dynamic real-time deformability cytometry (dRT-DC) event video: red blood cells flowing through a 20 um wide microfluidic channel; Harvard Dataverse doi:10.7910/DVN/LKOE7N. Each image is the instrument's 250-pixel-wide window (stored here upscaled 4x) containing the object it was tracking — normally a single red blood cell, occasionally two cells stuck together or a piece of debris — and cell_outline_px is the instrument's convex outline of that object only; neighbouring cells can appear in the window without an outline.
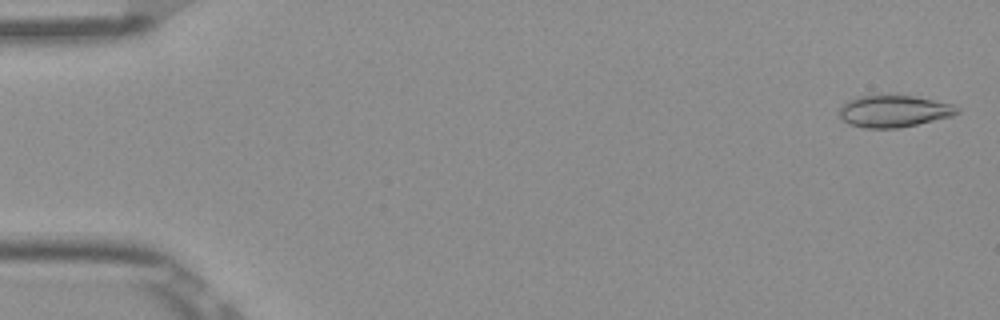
{"species": "Egyptian fruit bat (a non-hibernating species)", "species_latin": "Rousettus aegyptiacus", "temperature_condition": "room temperature", "stored_images_in_passage": 53, "camera_frame_rate_fps": 3000, "um_per_image_px": 0.085, "frame": {"image": 1, "passage_image": 2, "time_ms": 0.333, "image_size_px": [1000, 320], "cell_outline_px": [[960, 112], [952, 116], [900, 128], [864, 128], [848, 124], [840, 116], [840, 108], [848, 100], [856, 96], [916, 96], [952, 104], [960, 108]], "centroid_in_image_um": [76.0, 9.46], "position_along_channel_um": 9.0, "area_um2": 21.79}}
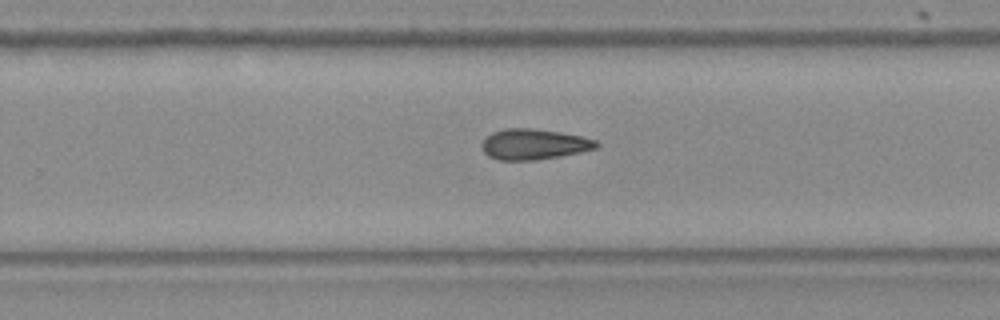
{"frame": {"image": 2, "passage_image": 34, "time_ms": 11.0, "image_size_px": [1000, 320], "cell_outline_px": [[600, 144], [596, 148], [580, 152], [560, 156], [536, 160], [496, 160], [488, 156], [484, 152], [480, 144], [492, 132], [504, 128], [532, 128], [560, 132], [580, 136], [596, 140]], "centroid_in_image_um": [45.36, 12.26], "position_along_channel_um": 284.4, "area_um2": 20.46}}
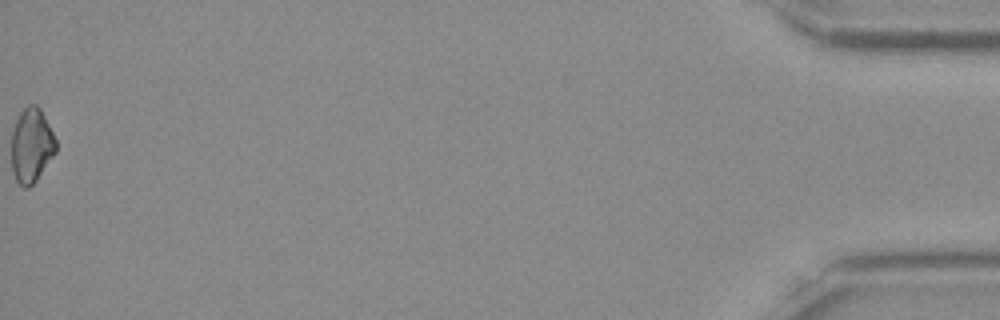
{"frame": {"image": 3, "passage_image": 53, "time_ms": 17.333, "image_size_px": [1000, 320], "cell_outline_px": [[56, 152], [36, 180], [28, 188], [24, 188], [16, 180], [12, 172], [12, 132], [16, 120], [20, 112], [28, 104], [36, 104], [40, 108], [56, 140]], "centroid_in_image_um": [2.66, 12.36], "position_along_channel_um": 432.5, "area_um2": 19.13}}